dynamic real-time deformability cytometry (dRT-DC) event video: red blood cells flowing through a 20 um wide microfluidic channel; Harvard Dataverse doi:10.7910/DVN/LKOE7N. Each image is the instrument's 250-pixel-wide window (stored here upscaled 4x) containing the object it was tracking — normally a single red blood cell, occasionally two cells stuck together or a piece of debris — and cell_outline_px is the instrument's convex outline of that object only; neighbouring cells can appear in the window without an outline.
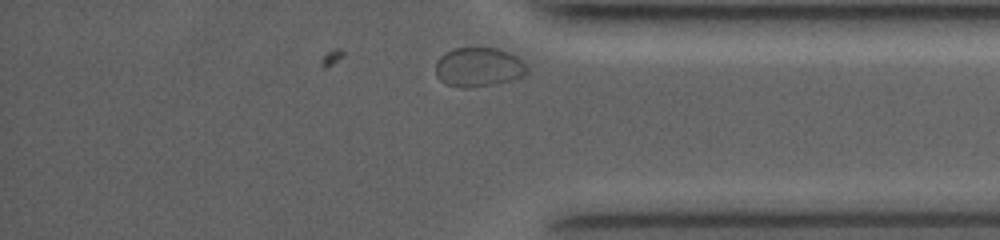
{"species": "common noctule bat (a hibernating species)", "species_latin": "Nyctalus noctula", "temperature_condition": "room temperature", "stored_images_in_passage": 31, "camera_frame_rate_fps": 4000, "um_per_image_px": 0.085, "animal": {"sex": "female", "body_mass_g": 19.0, "forearm_length_mm": 53.3}, "frame": {"image": 1, "passage_image": 31, "time_ms": 10.0, "image_size_px": [1000, 240], "cell_outline_px": [[528, 72], [524, 76], [512, 80], [472, 88], [464, 88], [448, 84], [440, 80], [436, 76], [436, 60], [444, 52], [456, 48], [496, 48], [508, 52], [516, 56], [528, 68]], "centroid_in_image_um": [40.67, 5.71], "position_along_channel_um": 394.5, "area_um2": 20.92}}